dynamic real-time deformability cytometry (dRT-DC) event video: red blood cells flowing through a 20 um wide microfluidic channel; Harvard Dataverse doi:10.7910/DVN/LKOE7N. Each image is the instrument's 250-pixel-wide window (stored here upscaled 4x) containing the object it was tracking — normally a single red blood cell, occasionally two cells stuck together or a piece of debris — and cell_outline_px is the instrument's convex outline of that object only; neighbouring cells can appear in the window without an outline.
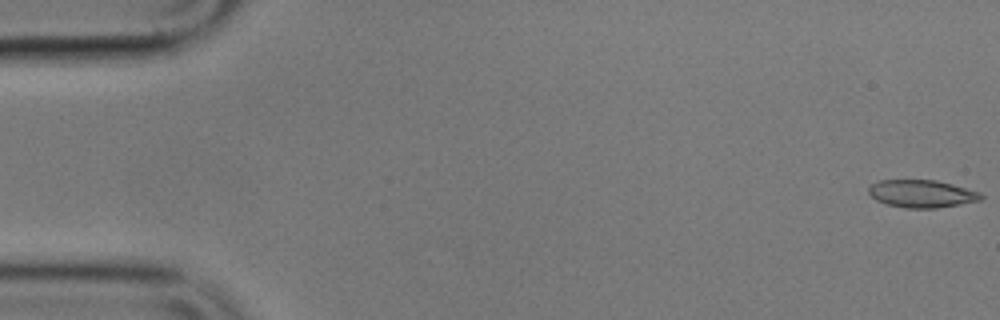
{"species": "common noctule bat (a hibernating species)", "species_latin": "Nyctalus noctula", "temperature_condition": "cold", "stored_images_in_passage": 56, "camera_frame_rate_fps": 3000, "um_per_image_px": 0.085, "animal": {"sex": "male", "body_mass_g": 17.9}, "frame": {"image": 1, "passage_image": 1, "time_ms": 0.0, "image_size_px": [1000, 320], "cell_outline_px": [[984, 196], [980, 200], [936, 208], [904, 208], [888, 204], [876, 200], [868, 192], [868, 188], [872, 184], [880, 180], [936, 180], [952, 184], [980, 192]], "centroid_in_image_um": [78.34, 16.46], "position_along_channel_um": 6.7, "area_um2": 17.92}}
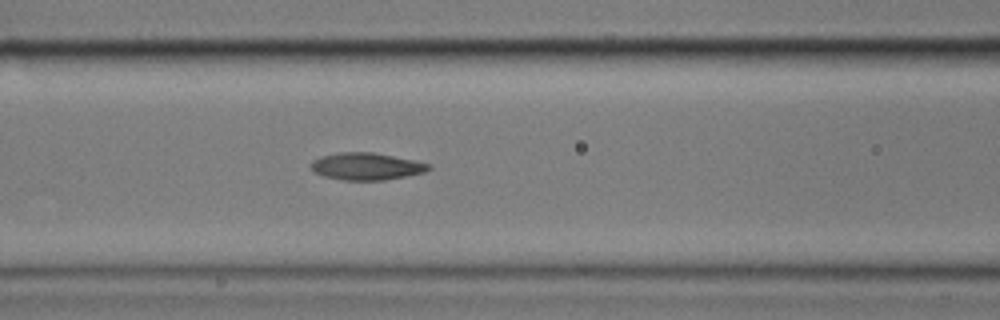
{"frame": {"image": 2, "passage_image": 23, "time_ms": 7.333, "image_size_px": [1000, 320], "cell_outline_px": [[432, 168], [424, 172], [384, 180], [344, 180], [324, 176], [316, 172], [312, 168], [312, 160], [320, 156], [340, 152], [372, 152], [432, 164]], "centroid_in_image_um": [31.15, 14.13], "position_along_channel_um": 135.5, "area_um2": 18.38}}
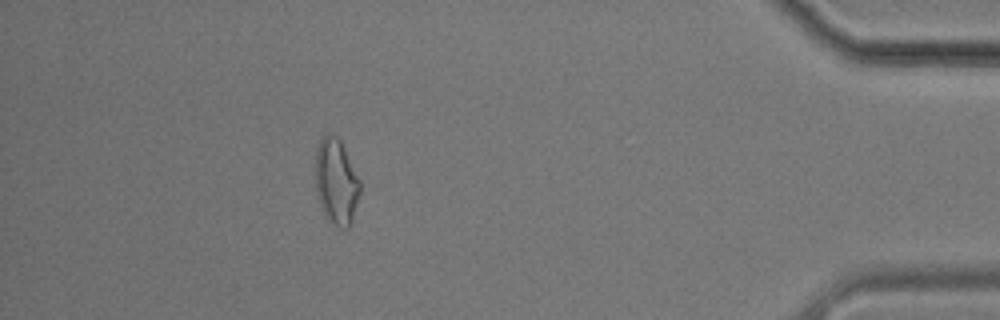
{"frame": {"image": 3, "passage_image": 50, "time_ms": 16.333, "image_size_px": [1000, 320], "cell_outline_px": [[360, 192], [352, 220], [348, 228], [344, 228], [328, 220], [324, 216], [320, 204], [316, 188], [316, 148], [320, 140], [328, 132], [336, 136], [340, 140], [360, 180]], "centroid_in_image_um": [28.58, 15.43], "position_along_channel_um": 406.6, "area_um2": 22.02}, "authors_computed_cell_mechanics": {"area_um2": 18.785, "velocity_mm_per_s": 3.5828, "shape_relaxation_time_tau1_ms": 7.698, "shape_relaxation_time_tau2_ms": 4.0499, "deformation_change_tau1": 0.1804, "deformation_change_tau2": 0.1088}}